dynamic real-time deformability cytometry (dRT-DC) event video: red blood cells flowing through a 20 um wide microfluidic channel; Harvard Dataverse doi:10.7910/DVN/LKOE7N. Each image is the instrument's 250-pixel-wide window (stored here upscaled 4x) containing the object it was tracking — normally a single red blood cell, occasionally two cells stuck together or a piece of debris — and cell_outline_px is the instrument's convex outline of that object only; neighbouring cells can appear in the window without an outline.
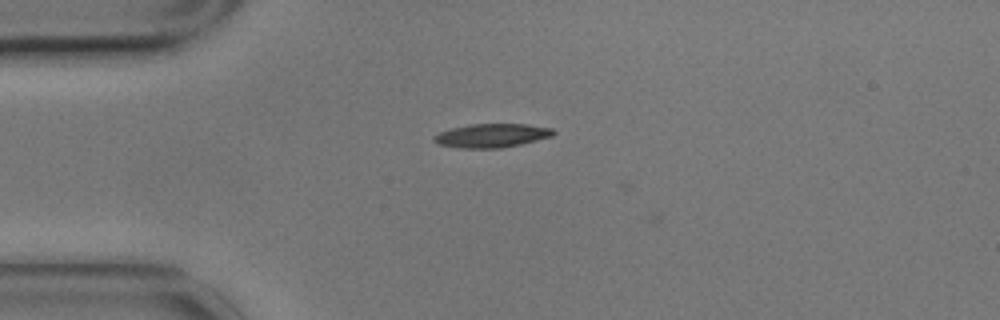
{"species": "common noctule bat (a hibernating species)", "species_latin": "Nyctalus noctula", "temperature_condition": "cold", "stored_images_in_passage": 11, "camera_frame_rate_fps": 3000, "um_per_image_px": 0.085, "animal": {"sex": "male", "body_mass_g": 17.9}, "frame": {"image": 1, "passage_image": 1, "time_ms": 0.0, "image_size_px": [1000, 320], "cell_outline_px": [[556, 132], [552, 136], [520, 144], [500, 148], [460, 148], [436, 144], [432, 140], [432, 136], [440, 132], [452, 128], [468, 124], [528, 124], [552, 128]], "centroid_in_image_um": [41.76, 11.52], "position_along_channel_um": 43.2, "area_um2": 16.59}}
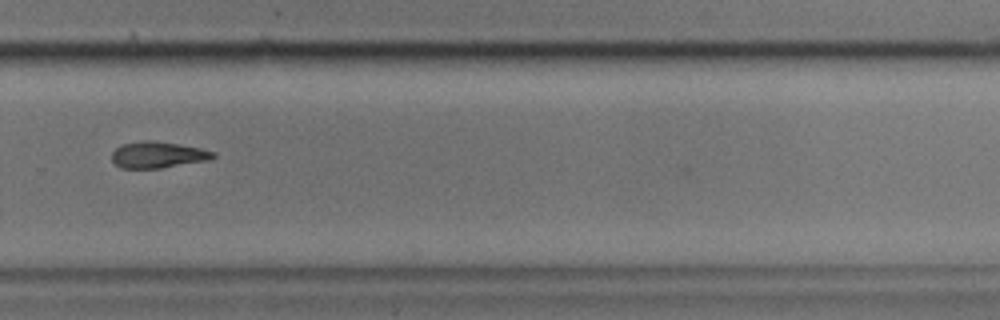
{"frame": {"image": 2, "passage_image": 8, "time_ms": 2.333, "image_size_px": [1000, 320], "cell_outline_px": [[216, 156], [212, 160], [160, 168], [120, 168], [112, 160], [112, 152], [116, 148], [124, 144], [144, 140], [156, 140], [200, 148], [216, 152]], "centroid_in_image_um": [13.46, 13.16], "position_along_channel_um": 316.3, "area_um2": 15.66}}
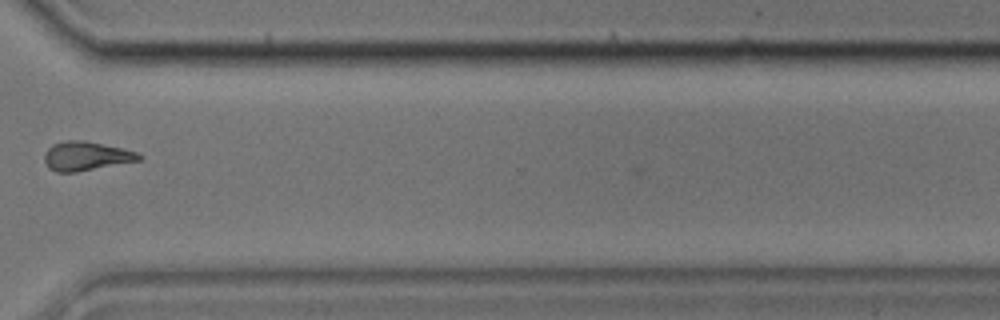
{"frame": {"image": 3, "passage_image": 9, "time_ms": 2.667, "image_size_px": [1000, 320], "cell_outline_px": [[144, 156], [140, 160], [76, 172], [56, 172], [48, 168], [44, 160], [44, 156], [48, 148], [52, 144], [64, 140], [84, 140], [124, 148], [136, 152]], "centroid_in_image_um": [7.31, 13.25], "position_along_channel_um": 363.3, "area_um2": 16.07}}